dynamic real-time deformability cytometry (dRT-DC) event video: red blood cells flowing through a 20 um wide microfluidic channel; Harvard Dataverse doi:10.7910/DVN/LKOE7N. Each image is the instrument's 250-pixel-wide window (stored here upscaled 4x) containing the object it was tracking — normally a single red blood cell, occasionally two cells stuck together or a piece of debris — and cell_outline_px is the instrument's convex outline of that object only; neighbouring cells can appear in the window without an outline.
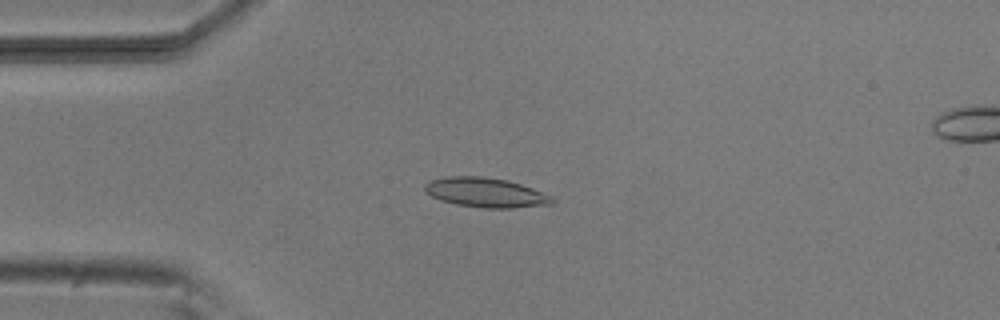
{"species": "common noctule bat (a hibernating species)", "species_latin": "Nyctalus noctula", "temperature_condition": "room temperature", "stored_images_in_passage": 5, "camera_frame_rate_fps": 3000, "um_per_image_px": 0.085, "animal": {"sex": "male", "body_mass_g": 20.5, "forearm_length_mm": 52.5}, "frame": {"image": 1, "passage_image": 3, "time_ms": 3.0, "image_size_px": [1000, 320], "cell_outline_px": [[556, 200], [552, 204], [512, 208], [484, 208], [456, 204], [440, 200], [424, 192], [424, 184], [432, 180], [448, 176], [484, 176], [508, 180], [532, 188], [552, 196]], "centroid_in_image_um": [41.28, 16.36], "position_along_channel_um": 43.7, "area_um2": 22.02}}
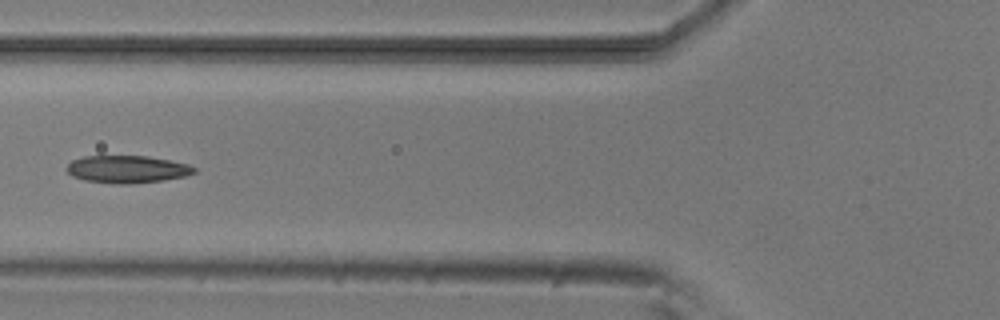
{"frame": {"image": 2, "passage_image": 5, "time_ms": 5.333, "image_size_px": [1000, 320], "cell_outline_px": [[196, 172], [184, 176], [164, 180], [132, 184], [116, 184], [84, 180], [72, 176], [64, 168], [72, 160], [84, 156], [148, 156], [188, 164], [196, 168]], "centroid_in_image_um": [10.78, 14.39], "position_along_channel_um": 115.0, "area_um2": 20.46}}